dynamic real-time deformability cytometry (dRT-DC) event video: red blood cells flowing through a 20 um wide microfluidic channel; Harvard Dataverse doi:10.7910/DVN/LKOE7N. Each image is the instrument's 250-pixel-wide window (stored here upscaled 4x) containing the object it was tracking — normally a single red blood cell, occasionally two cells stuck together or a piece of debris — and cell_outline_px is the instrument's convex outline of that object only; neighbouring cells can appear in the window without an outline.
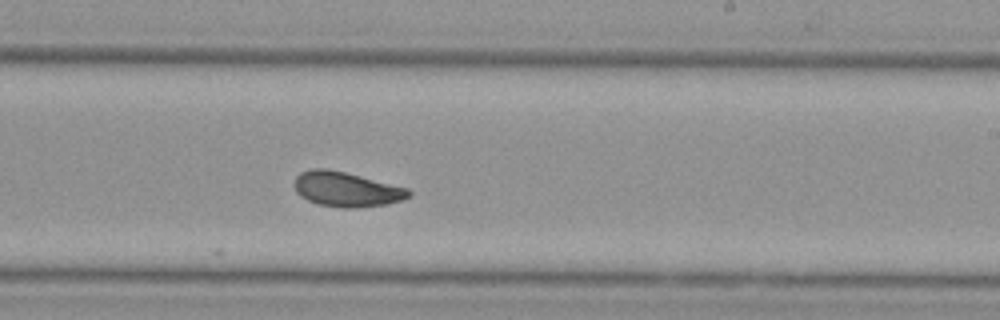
{"species": "Egyptian fruit bat (a non-hibernating species)", "species_latin": "Rousettus aegyptiacus", "temperature_condition": "cold", "stored_images_in_passage": 13, "camera_frame_rate_fps": 3000, "um_per_image_px": 0.085, "animal": {"sex": "female"}, "frame": {"image": 1, "passage_image": 13, "time_ms": 15.333, "image_size_px": [1000, 320], "cell_outline_px": [[412, 192], [408, 196], [400, 200], [384, 204], [356, 208], [344, 208], [316, 204], [300, 196], [296, 192], [292, 184], [296, 176], [300, 172], [312, 168], [328, 168], [408, 188]], "centroid_in_image_um": [29.36, 16.08], "position_along_channel_um": 259.6, "area_um2": 23.18}}